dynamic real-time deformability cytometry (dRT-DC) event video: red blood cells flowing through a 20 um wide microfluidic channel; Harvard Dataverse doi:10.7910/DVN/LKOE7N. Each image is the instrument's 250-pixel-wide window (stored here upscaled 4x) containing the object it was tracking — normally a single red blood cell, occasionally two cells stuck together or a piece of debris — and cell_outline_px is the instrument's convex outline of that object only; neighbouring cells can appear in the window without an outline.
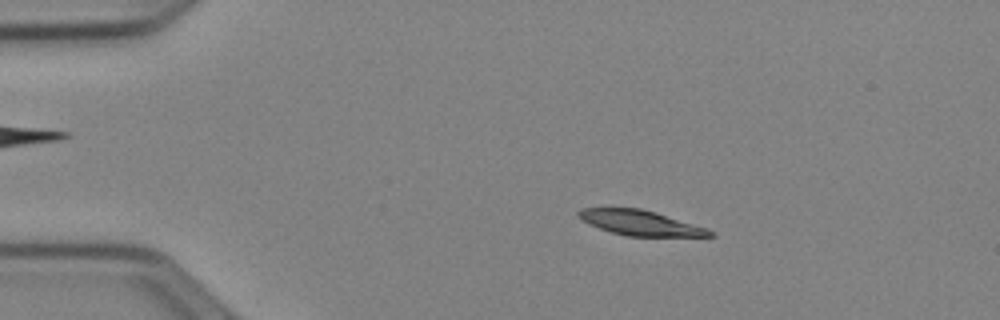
{"species": "Egyptian fruit bat (a non-hibernating species)", "species_latin": "Rousettus aegyptiacus", "temperature_condition": "cold", "stored_images_in_passage": 27, "camera_frame_rate_fps": 3000, "um_per_image_px": 0.085, "animal": {"sex": "female"}, "frame": {"image": 1, "passage_image": 9, "time_ms": 2.667, "image_size_px": [1000, 320], "cell_outline_px": [[716, 236], [624, 236], [588, 224], [580, 220], [576, 216], [576, 212], [580, 208], [640, 208], [656, 212], [708, 228], [716, 232]], "centroid_in_image_um": [54.42, 18.94], "position_along_channel_um": 30.6, "area_um2": 19.36}}
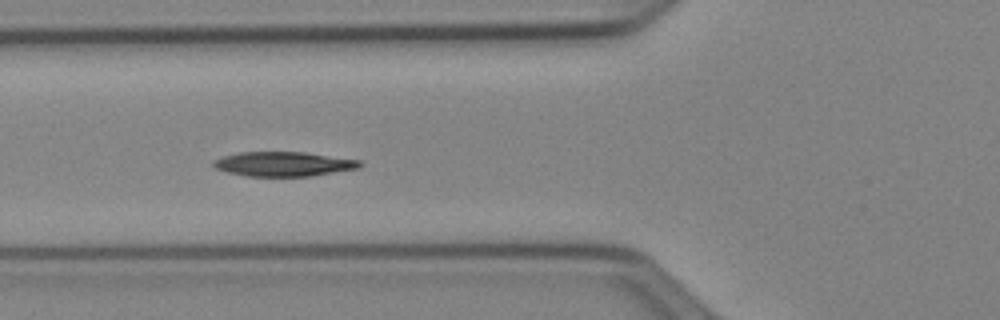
{"frame": {"image": 2, "passage_image": 19, "time_ms": 6.0, "image_size_px": [1000, 320], "cell_outline_px": [[364, 164], [360, 168], [308, 176], [248, 176], [228, 172], [216, 168], [212, 164], [212, 160], [224, 156], [240, 152], [304, 152], [360, 160]], "centroid_in_image_um": [24.11, 13.93], "position_along_channel_um": 101.7, "area_um2": 20.81}}
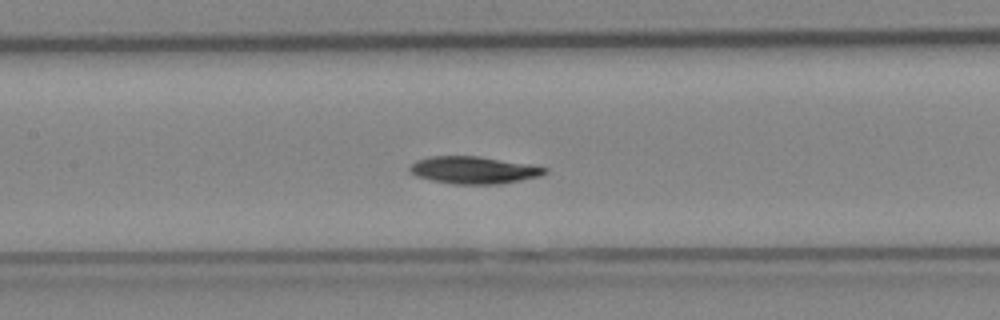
{"frame": {"image": 3, "passage_image": 24, "time_ms": 7.667, "image_size_px": [1000, 320], "cell_outline_px": [[548, 172], [540, 176], [500, 184], [452, 184], [432, 180], [416, 176], [408, 168], [416, 160], [428, 156], [480, 156], [532, 164], [548, 168]], "centroid_in_image_um": [40.29, 14.45], "position_along_channel_um": 167.1, "area_um2": 21.62}}